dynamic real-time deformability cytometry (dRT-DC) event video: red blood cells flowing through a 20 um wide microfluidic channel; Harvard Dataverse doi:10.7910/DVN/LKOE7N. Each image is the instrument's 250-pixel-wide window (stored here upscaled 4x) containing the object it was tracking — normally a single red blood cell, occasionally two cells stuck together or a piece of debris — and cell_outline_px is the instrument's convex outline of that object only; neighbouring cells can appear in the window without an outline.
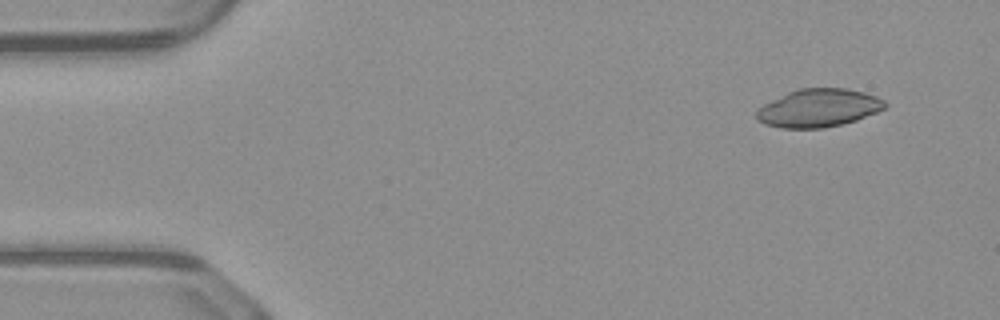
{"species": "common noctule bat (a hibernating species)", "species_latin": "Nyctalus noctula", "temperature_condition": "warm", "stored_images_in_passage": 49, "camera_frame_rate_fps": 3000, "um_per_image_px": 0.085, "animal": {"sex": "male", "body_mass_g": 23.1, "forearm_length_mm": 52.7}, "frame": {"image": 1, "passage_image": 3, "time_ms": 0.667, "image_size_px": [1000, 320], "cell_outline_px": [[888, 104], [884, 108], [876, 112], [856, 120], [824, 128], [780, 128], [764, 124], [756, 120], [756, 108], [788, 92], [800, 88], [844, 88], [864, 92], [876, 96], [884, 100]], "centroid_in_image_um": [69.55, 9.18], "position_along_channel_um": 15.5, "area_um2": 28.5}}